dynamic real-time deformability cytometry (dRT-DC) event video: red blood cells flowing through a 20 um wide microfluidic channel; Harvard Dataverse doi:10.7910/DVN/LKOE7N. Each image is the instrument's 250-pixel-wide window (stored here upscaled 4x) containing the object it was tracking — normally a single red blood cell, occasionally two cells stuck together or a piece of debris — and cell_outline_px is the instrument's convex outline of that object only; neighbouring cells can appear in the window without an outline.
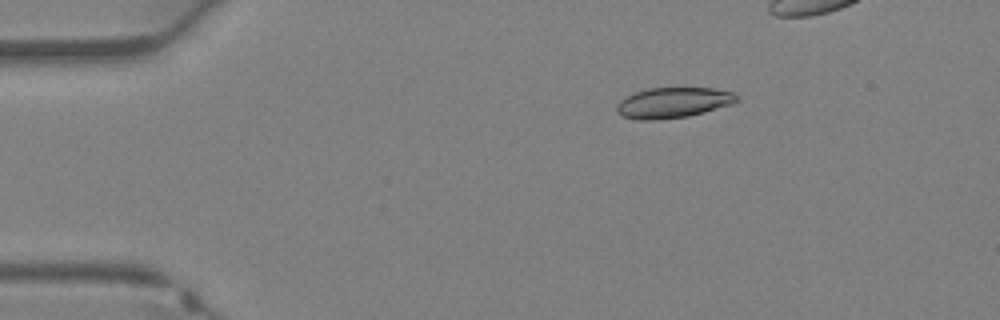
{"species": "Egyptian fruit bat (a non-hibernating species)", "species_latin": "Rousettus aegyptiacus", "temperature_condition": "warm", "stored_images_in_passage": 27, "camera_frame_rate_fps": 3000, "um_per_image_px": 0.085, "animal": {"sex": "female"}, "frame": {"image": 1, "passage_image": 1, "time_ms": 0.0, "image_size_px": [1000, 320], "cell_outline_px": [[740, 100], [736, 104], [688, 116], [652, 120], [636, 120], [620, 116], [616, 112], [616, 104], [620, 100], [636, 92], [648, 88], [712, 88], [732, 92]], "centroid_in_image_um": [57.22, 8.74], "position_along_channel_um": 27.8, "area_um2": 21.5}}
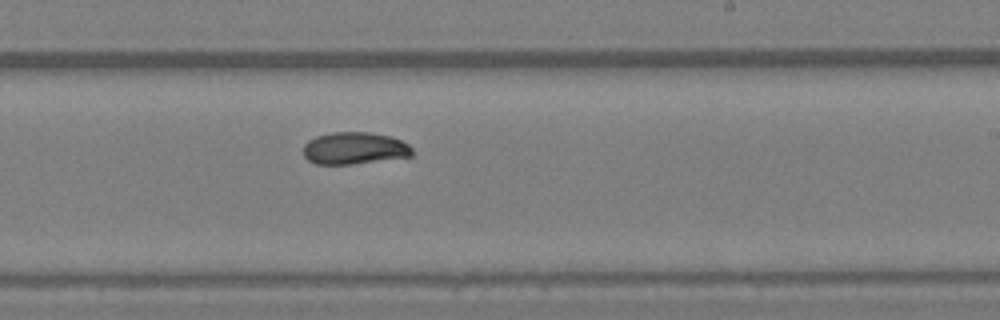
{"frame": {"image": 2, "passage_image": 17, "time_ms": 5.333, "image_size_px": [1000, 320], "cell_outline_px": [[412, 156], [352, 164], [316, 164], [308, 160], [304, 156], [304, 144], [308, 140], [316, 136], [332, 132], [368, 132], [392, 136], [408, 144], [412, 148]], "centroid_in_image_um": [30.12, 12.59], "position_along_channel_um": 258.9, "area_um2": 20.4}}
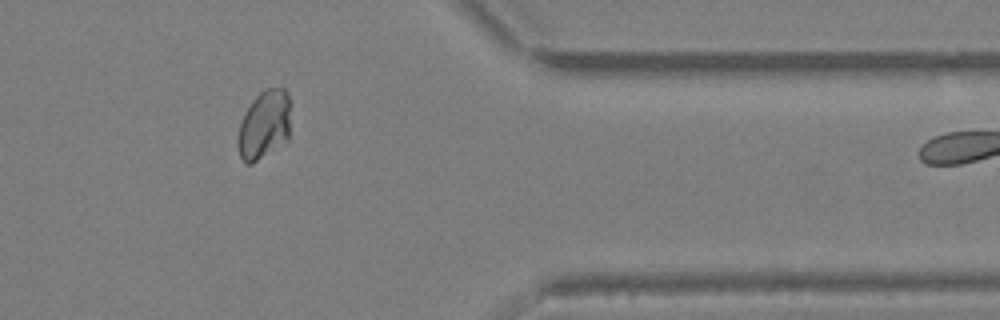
{"frame": {"image": 3, "passage_image": 25, "time_ms": 8.0, "image_size_px": [1000, 320], "cell_outline_px": [[292, 104], [288, 140], [252, 164], [244, 164], [240, 156], [236, 144], [236, 140], [240, 124], [244, 112], [252, 100], [264, 88], [284, 88], [288, 92]], "centroid_in_image_um": [22.47, 10.59], "position_along_channel_um": 388.9, "area_um2": 21.85}}